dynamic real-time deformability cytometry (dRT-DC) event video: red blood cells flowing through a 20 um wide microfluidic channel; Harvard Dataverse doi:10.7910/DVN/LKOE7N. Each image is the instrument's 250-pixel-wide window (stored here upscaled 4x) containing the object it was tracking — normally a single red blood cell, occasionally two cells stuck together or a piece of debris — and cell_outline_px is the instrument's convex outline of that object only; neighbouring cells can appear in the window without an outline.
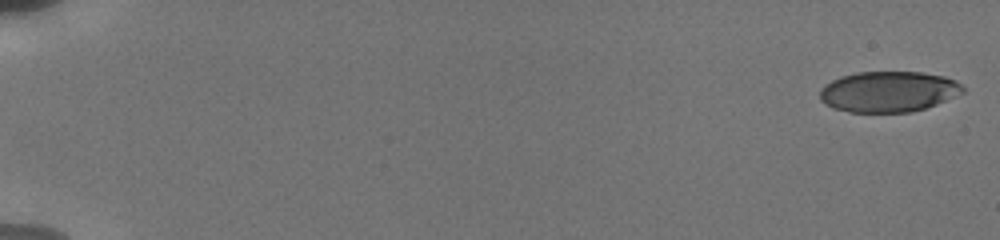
{"species": "human", "species_latin": "Homo sapiens", "temperature_condition": "cold", "stored_images_in_passage": 36, "camera_frame_rate_fps": 3000, "um_per_image_px": 0.085, "donor": {"sex": "male"}, "frame": {"image": 1, "passage_image": 1, "time_ms": 0.0, "image_size_px": [1000, 240], "cell_outline_px": [[964, 92], [936, 104], [924, 108], [908, 112], [848, 112], [832, 108], [824, 104], [820, 100], [820, 88], [824, 84], [840, 76], [856, 72], [924, 72], [944, 76], [956, 80], [964, 88]], "centroid_in_image_um": [75.48, 7.78], "position_along_channel_um": 9.5, "area_um2": 34.1}}
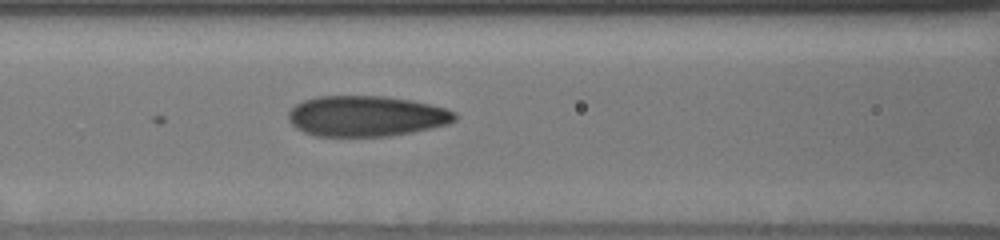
{"frame": {"image": 2, "passage_image": 30, "time_ms": 8.333, "image_size_px": [1000, 240], "cell_outline_px": [[456, 120], [448, 124], [412, 132], [388, 136], [316, 136], [304, 132], [296, 128], [288, 120], [288, 112], [296, 104], [304, 100], [316, 96], [384, 96], [412, 100], [444, 108], [456, 112]], "centroid_in_image_um": [31.11, 9.87], "position_along_channel_um": 135.5, "area_um2": 39.42}}
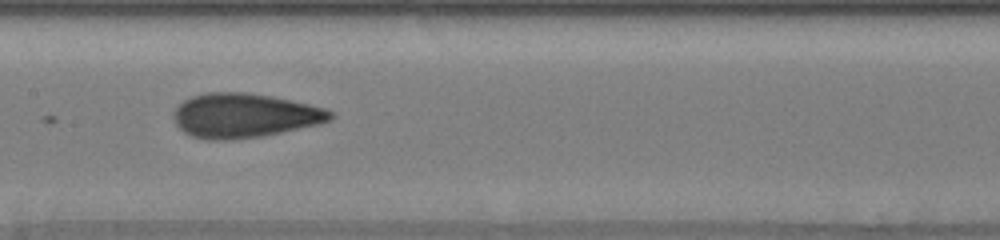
{"frame": {"image": 3, "passage_image": 35, "time_ms": 9.667, "image_size_px": [1000, 240], "cell_outline_px": [[332, 120], [320, 124], [260, 136], [232, 140], [208, 140], [192, 136], [184, 132], [176, 124], [172, 116], [176, 108], [184, 100], [192, 96], [204, 92], [244, 92], [272, 96], [308, 104], [324, 108], [332, 112]], "centroid_in_image_um": [20.74, 9.82], "position_along_channel_um": 186.7, "area_um2": 40.4}}